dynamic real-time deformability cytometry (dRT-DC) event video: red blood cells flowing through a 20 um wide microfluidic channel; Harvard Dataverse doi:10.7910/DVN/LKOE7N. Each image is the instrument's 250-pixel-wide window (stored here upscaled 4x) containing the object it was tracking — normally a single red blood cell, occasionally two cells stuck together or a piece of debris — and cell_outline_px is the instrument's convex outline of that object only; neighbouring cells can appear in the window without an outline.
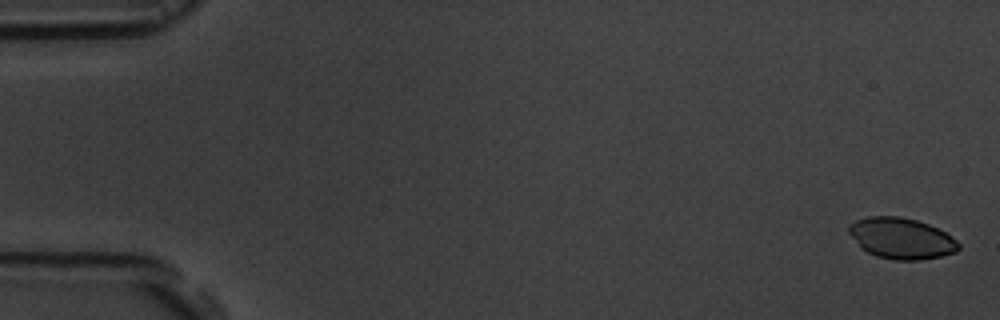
{"species": "common noctule bat (a hibernating species)", "species_latin": "Nyctalus noctula", "temperature_condition": "room temperature", "stored_images_in_passage": 6, "camera_frame_rate_fps": 3000, "um_per_image_px": 0.085, "animal": {"sex": "male", "body_mass_g": 19.5, "forearm_length_mm": 54.6}, "frame": {"image": 1, "passage_image": 1, "time_ms": 0.0, "image_size_px": [1000, 320], "cell_outline_px": [[960, 248], [956, 252], [940, 256], [920, 260], [896, 260], [876, 256], [860, 248], [848, 232], [848, 224], [856, 220], [868, 216], [900, 216], [916, 220], [928, 224], [944, 232], [956, 240], [960, 244]], "centroid_in_image_um": [76.59, 20.26], "position_along_channel_um": 8.4, "area_um2": 26.24}}